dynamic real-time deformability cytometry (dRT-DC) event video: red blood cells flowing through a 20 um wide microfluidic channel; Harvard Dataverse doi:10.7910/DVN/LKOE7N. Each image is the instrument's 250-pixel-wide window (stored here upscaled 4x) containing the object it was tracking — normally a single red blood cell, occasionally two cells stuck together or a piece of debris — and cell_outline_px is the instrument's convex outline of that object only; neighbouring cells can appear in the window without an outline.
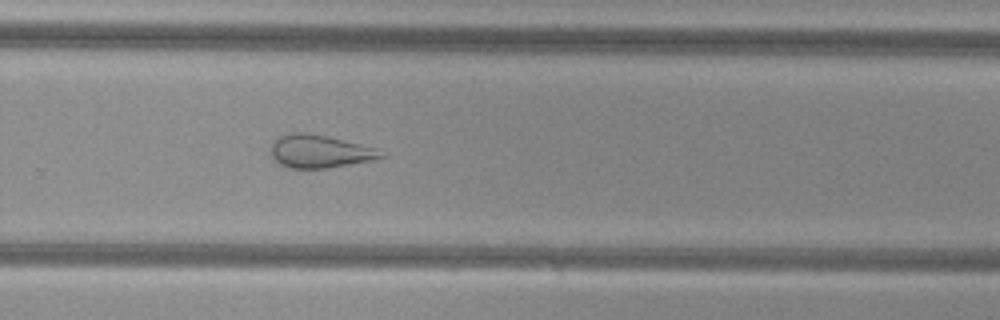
{"species": "common noctule bat (a hibernating species)", "species_latin": "Nyctalus noctula", "temperature_condition": "cold", "stored_images_in_passage": 44, "camera_frame_rate_fps": 3000, "um_per_image_px": 0.085, "animal": {"sex": "female", "body_mass_g": 29.2, "forearm_length_mm": 56.3}, "frame": {"image": 1, "passage_image": 26, "time_ms": 8.333, "image_size_px": [1000, 320], "cell_outline_px": [[384, 156], [372, 160], [324, 168], [288, 168], [280, 164], [268, 152], [276, 136], [292, 132], [308, 132], [328, 136], [376, 148]], "centroid_in_image_um": [27.08, 12.84], "position_along_channel_um": 302.7, "area_um2": 21.1}}
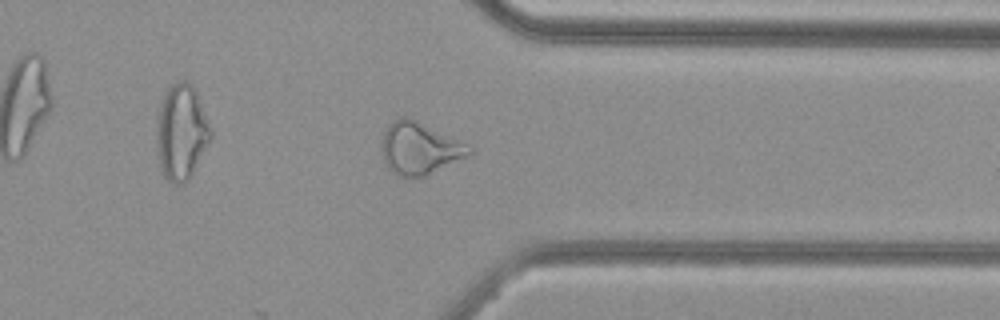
{"frame": {"image": 2, "passage_image": 32, "time_ms": 10.333, "image_size_px": [1000, 320], "cell_outline_px": [[476, 152], [468, 156], [424, 176], [396, 176], [388, 168], [384, 160], [380, 148], [380, 144], [384, 128], [392, 120], [400, 116], [408, 116], [472, 148]], "centroid_in_image_um": [35.58, 12.59], "position_along_channel_um": 375.8, "area_um2": 26.41}, "authors_computed_cell_mechanics": {"area_um2": 27.455, "velocity_mm_per_s": 3.7756, "shape_relaxation_time_tau1_ms": null, "shape_relaxation_time_tau2_ms": 2.5731, "deformation_change_tau1": null, "deformation_change_tau2": 0.1223}}